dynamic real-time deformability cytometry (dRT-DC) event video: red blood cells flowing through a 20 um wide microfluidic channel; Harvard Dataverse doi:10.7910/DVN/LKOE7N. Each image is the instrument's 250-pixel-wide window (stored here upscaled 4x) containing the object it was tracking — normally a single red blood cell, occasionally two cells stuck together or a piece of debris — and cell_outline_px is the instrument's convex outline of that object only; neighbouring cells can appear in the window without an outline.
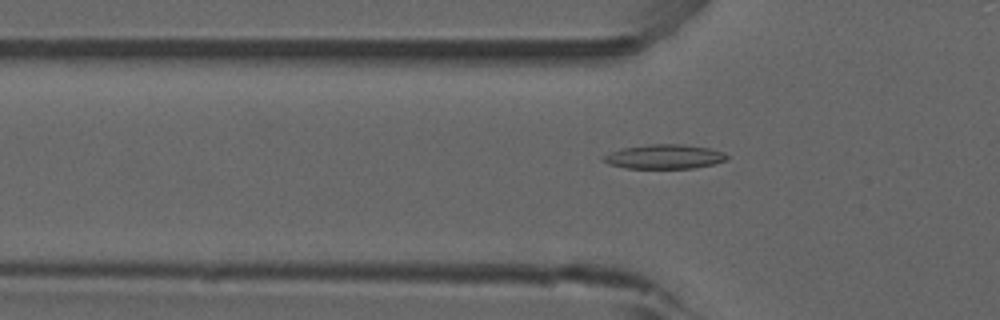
{"species": "common noctule bat (a hibernating species)", "species_latin": "Nyctalus noctula", "temperature_condition": "room temperature", "stored_images_in_passage": 52, "camera_frame_rate_fps": 3000, "um_per_image_px": 0.085, "animal": {"sex": "male", "forearm_length_mm": 52.5}, "frame": {"image": 1, "passage_image": 17, "time_ms": 5.333, "image_size_px": [1000, 320], "cell_outline_px": [[728, 160], [712, 164], [692, 168], [628, 168], [608, 164], [600, 160], [600, 156], [620, 148], [652, 144], [684, 144], [708, 148], [724, 152], [728, 156]], "centroid_in_image_um": [56.42, 13.31], "position_along_channel_um": 69.4, "area_um2": 17.63}}
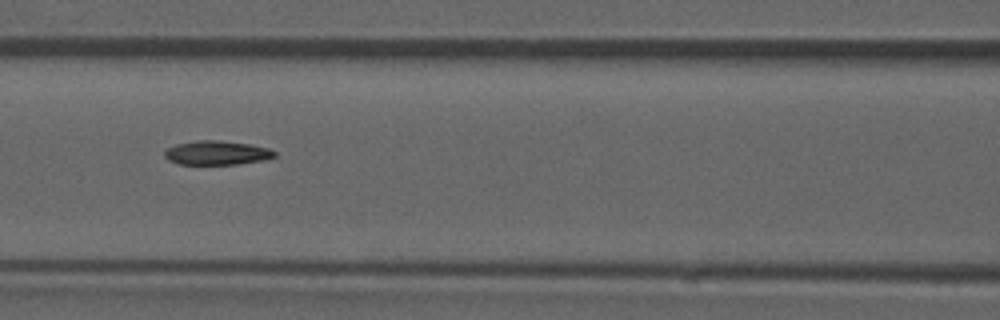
{"frame": {"image": 2, "passage_image": 23, "time_ms": 7.333, "image_size_px": [1000, 320], "cell_outline_px": [[276, 156], [260, 160], [236, 164], [180, 164], [168, 160], [164, 156], [164, 152], [168, 148], [176, 144], [196, 140], [216, 140], [248, 144], [268, 148], [276, 152]], "centroid_in_image_um": [18.39, 12.98], "position_along_channel_um": 148.2, "area_um2": 15.2}}
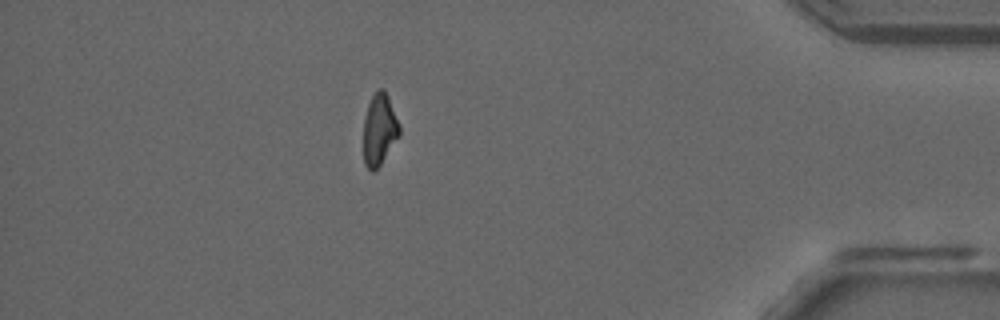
{"frame": {"image": 3, "passage_image": 46, "time_ms": 15.0, "image_size_px": [1000, 320], "cell_outline_px": [[400, 136], [380, 164], [372, 172], [364, 164], [364, 120], [368, 104], [372, 96], [380, 88], [384, 88], [388, 96], [400, 124]], "centroid_in_image_um": [32.26, 11.0], "position_along_channel_um": 402.9, "area_um2": 14.91}, "authors_computed_cell_mechanics": {"area_um2": 16.0106, "velocity_mm_per_s": 3.9147, "shape_relaxation_time_tau1_ms": 8.3461, "shape_relaxation_time_tau2_ms": 3.4158, "deformation_change_tau1": 0.1809, "deformation_change_tau2": 0.0911}}